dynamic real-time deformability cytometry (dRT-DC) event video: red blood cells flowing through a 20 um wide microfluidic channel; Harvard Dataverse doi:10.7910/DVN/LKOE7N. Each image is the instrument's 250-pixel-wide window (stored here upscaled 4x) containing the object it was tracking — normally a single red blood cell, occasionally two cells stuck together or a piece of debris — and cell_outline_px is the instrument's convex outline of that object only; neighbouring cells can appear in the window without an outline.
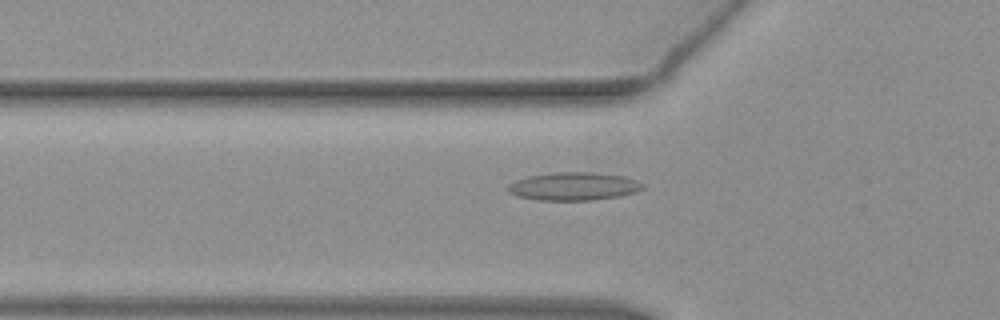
{"species": "common noctule bat (a hibernating species)", "species_latin": "Nyctalus noctula", "temperature_condition": "warm", "stored_images_in_passage": 49, "camera_frame_rate_fps": 3000, "um_per_image_px": 0.085, "animal": {"sex": "female", "body_mass_g": 19.3, "forearm_length_mm": 54.1}, "frame": {"image": 1, "passage_image": 18, "time_ms": 5.667, "image_size_px": [1000, 320], "cell_outline_px": [[644, 188], [636, 192], [620, 196], [588, 200], [536, 200], [516, 196], [508, 192], [508, 184], [516, 180], [528, 176], [552, 172], [592, 172], [624, 176], [636, 180], [644, 184]], "centroid_in_image_um": [48.75, 15.83], "position_along_channel_um": 77.1, "area_um2": 22.14}}
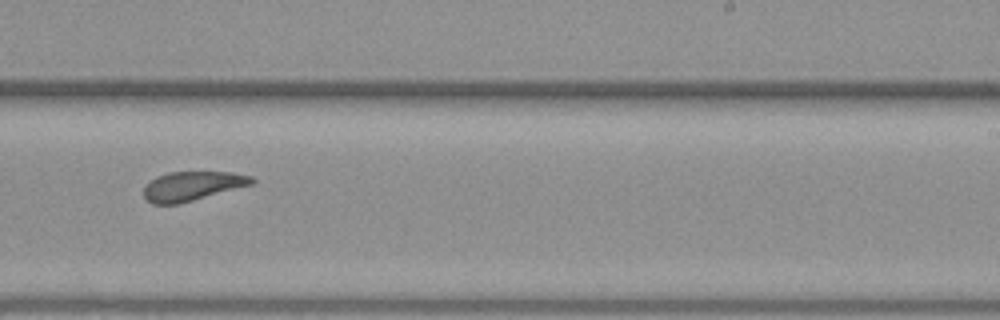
{"frame": {"image": 2, "passage_image": 33, "time_ms": 10.667, "image_size_px": [1000, 320], "cell_outline_px": [[256, 180], [252, 184], [180, 204], [152, 204], [144, 196], [144, 188], [156, 176], [168, 172], [232, 172], [252, 176]], "centroid_in_image_um": [16.36, 15.81], "position_along_channel_um": 272.6, "area_um2": 18.32}}
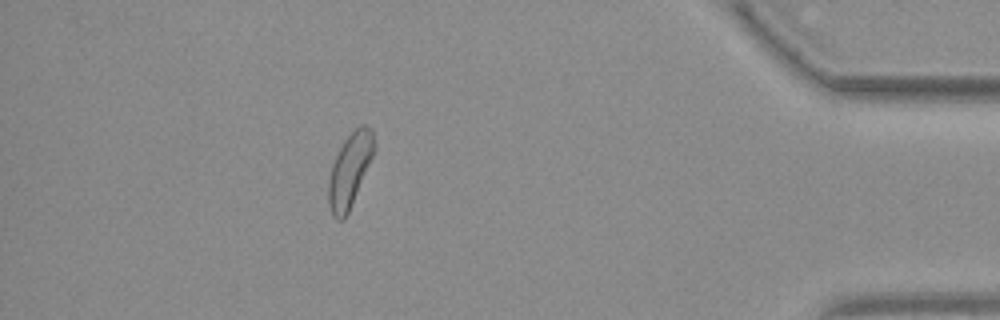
{"frame": {"image": 3, "passage_image": 47, "time_ms": 15.333, "image_size_px": [1000, 320], "cell_outline_px": [[376, 148], [348, 212], [344, 220], [336, 220], [332, 216], [328, 204], [328, 180], [332, 164], [344, 140], [360, 124], [364, 124], [372, 128]], "centroid_in_image_um": [29.72, 14.45], "position_along_channel_um": 405.5, "area_um2": 19.48}}